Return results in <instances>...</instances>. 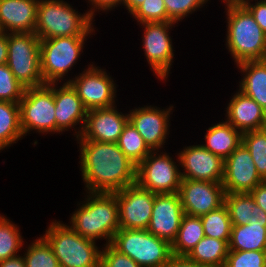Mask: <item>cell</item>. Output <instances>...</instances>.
<instances>
[{
	"instance_id": "1",
	"label": "cell",
	"mask_w": 266,
	"mask_h": 267,
	"mask_svg": "<svg viewBox=\"0 0 266 267\" xmlns=\"http://www.w3.org/2000/svg\"><path fill=\"white\" fill-rule=\"evenodd\" d=\"M76 139L86 192L114 193L136 183L137 166L117 143Z\"/></svg>"
},
{
	"instance_id": "2",
	"label": "cell",
	"mask_w": 266,
	"mask_h": 267,
	"mask_svg": "<svg viewBox=\"0 0 266 267\" xmlns=\"http://www.w3.org/2000/svg\"><path fill=\"white\" fill-rule=\"evenodd\" d=\"M87 198L70 216V227L79 235L91 239H106L111 244L120 229L116 192H87Z\"/></svg>"
},
{
	"instance_id": "3",
	"label": "cell",
	"mask_w": 266,
	"mask_h": 267,
	"mask_svg": "<svg viewBox=\"0 0 266 267\" xmlns=\"http://www.w3.org/2000/svg\"><path fill=\"white\" fill-rule=\"evenodd\" d=\"M226 46L237 64L266 59V34L242 3H225Z\"/></svg>"
},
{
	"instance_id": "4",
	"label": "cell",
	"mask_w": 266,
	"mask_h": 267,
	"mask_svg": "<svg viewBox=\"0 0 266 267\" xmlns=\"http://www.w3.org/2000/svg\"><path fill=\"white\" fill-rule=\"evenodd\" d=\"M88 12L78 13L64 0H39L35 34L40 40L63 36H88L93 31Z\"/></svg>"
},
{
	"instance_id": "5",
	"label": "cell",
	"mask_w": 266,
	"mask_h": 267,
	"mask_svg": "<svg viewBox=\"0 0 266 267\" xmlns=\"http://www.w3.org/2000/svg\"><path fill=\"white\" fill-rule=\"evenodd\" d=\"M45 232L42 237L51 246L60 267H100L101 250L94 240L56 220Z\"/></svg>"
},
{
	"instance_id": "6",
	"label": "cell",
	"mask_w": 266,
	"mask_h": 267,
	"mask_svg": "<svg viewBox=\"0 0 266 267\" xmlns=\"http://www.w3.org/2000/svg\"><path fill=\"white\" fill-rule=\"evenodd\" d=\"M111 245L141 267H163L172 256L171 244L147 229H119Z\"/></svg>"
},
{
	"instance_id": "7",
	"label": "cell",
	"mask_w": 266,
	"mask_h": 267,
	"mask_svg": "<svg viewBox=\"0 0 266 267\" xmlns=\"http://www.w3.org/2000/svg\"><path fill=\"white\" fill-rule=\"evenodd\" d=\"M6 64L25 87L45 85L41 74L40 39L35 33H7Z\"/></svg>"
},
{
	"instance_id": "8",
	"label": "cell",
	"mask_w": 266,
	"mask_h": 267,
	"mask_svg": "<svg viewBox=\"0 0 266 267\" xmlns=\"http://www.w3.org/2000/svg\"><path fill=\"white\" fill-rule=\"evenodd\" d=\"M86 37L63 36L40 40L41 74L45 84L62 83L61 80L83 53Z\"/></svg>"
},
{
	"instance_id": "9",
	"label": "cell",
	"mask_w": 266,
	"mask_h": 267,
	"mask_svg": "<svg viewBox=\"0 0 266 267\" xmlns=\"http://www.w3.org/2000/svg\"><path fill=\"white\" fill-rule=\"evenodd\" d=\"M19 105L24 136L33 130L41 134L56 133L53 83L25 88Z\"/></svg>"
},
{
	"instance_id": "10",
	"label": "cell",
	"mask_w": 266,
	"mask_h": 267,
	"mask_svg": "<svg viewBox=\"0 0 266 267\" xmlns=\"http://www.w3.org/2000/svg\"><path fill=\"white\" fill-rule=\"evenodd\" d=\"M158 152L151 151L137 166L136 183L155 194L179 192L182 176L177 166L180 164L176 165L166 151Z\"/></svg>"
},
{
	"instance_id": "11",
	"label": "cell",
	"mask_w": 266,
	"mask_h": 267,
	"mask_svg": "<svg viewBox=\"0 0 266 267\" xmlns=\"http://www.w3.org/2000/svg\"><path fill=\"white\" fill-rule=\"evenodd\" d=\"M88 68L75 78L68 79L77 91L87 110L107 108L116 105V83L105 69L89 64ZM100 68V69H99Z\"/></svg>"
},
{
	"instance_id": "12",
	"label": "cell",
	"mask_w": 266,
	"mask_h": 267,
	"mask_svg": "<svg viewBox=\"0 0 266 267\" xmlns=\"http://www.w3.org/2000/svg\"><path fill=\"white\" fill-rule=\"evenodd\" d=\"M144 28L143 50L150 68L160 80H167L173 65L174 50L169 30L174 22L139 23ZM169 32V33H168Z\"/></svg>"
},
{
	"instance_id": "13",
	"label": "cell",
	"mask_w": 266,
	"mask_h": 267,
	"mask_svg": "<svg viewBox=\"0 0 266 267\" xmlns=\"http://www.w3.org/2000/svg\"><path fill=\"white\" fill-rule=\"evenodd\" d=\"M121 229H147L151 220L155 193L137 183L116 192Z\"/></svg>"
},
{
	"instance_id": "14",
	"label": "cell",
	"mask_w": 266,
	"mask_h": 267,
	"mask_svg": "<svg viewBox=\"0 0 266 267\" xmlns=\"http://www.w3.org/2000/svg\"><path fill=\"white\" fill-rule=\"evenodd\" d=\"M179 196L184 214L200 217L224 204V187L219 182L182 179Z\"/></svg>"
},
{
	"instance_id": "15",
	"label": "cell",
	"mask_w": 266,
	"mask_h": 267,
	"mask_svg": "<svg viewBox=\"0 0 266 267\" xmlns=\"http://www.w3.org/2000/svg\"><path fill=\"white\" fill-rule=\"evenodd\" d=\"M263 181L250 152L242 143L224 160L222 185L225 193H250Z\"/></svg>"
},
{
	"instance_id": "16",
	"label": "cell",
	"mask_w": 266,
	"mask_h": 267,
	"mask_svg": "<svg viewBox=\"0 0 266 267\" xmlns=\"http://www.w3.org/2000/svg\"><path fill=\"white\" fill-rule=\"evenodd\" d=\"M174 106L160 109L156 106H144L130 110L129 121L134 125L144 142L152 151H159L169 135L170 114Z\"/></svg>"
},
{
	"instance_id": "17",
	"label": "cell",
	"mask_w": 266,
	"mask_h": 267,
	"mask_svg": "<svg viewBox=\"0 0 266 267\" xmlns=\"http://www.w3.org/2000/svg\"><path fill=\"white\" fill-rule=\"evenodd\" d=\"M177 155V161L184 168L182 179L222 183L224 160L202 145L187 146Z\"/></svg>"
},
{
	"instance_id": "18",
	"label": "cell",
	"mask_w": 266,
	"mask_h": 267,
	"mask_svg": "<svg viewBox=\"0 0 266 267\" xmlns=\"http://www.w3.org/2000/svg\"><path fill=\"white\" fill-rule=\"evenodd\" d=\"M183 215L184 211L178 192L155 194L147 230L172 244L178 234Z\"/></svg>"
},
{
	"instance_id": "19",
	"label": "cell",
	"mask_w": 266,
	"mask_h": 267,
	"mask_svg": "<svg viewBox=\"0 0 266 267\" xmlns=\"http://www.w3.org/2000/svg\"><path fill=\"white\" fill-rule=\"evenodd\" d=\"M117 107L88 110L81 137L88 141L117 143L129 121V115L117 111Z\"/></svg>"
},
{
	"instance_id": "20",
	"label": "cell",
	"mask_w": 266,
	"mask_h": 267,
	"mask_svg": "<svg viewBox=\"0 0 266 267\" xmlns=\"http://www.w3.org/2000/svg\"><path fill=\"white\" fill-rule=\"evenodd\" d=\"M57 85L58 83H53L56 133H62L65 130L69 131L68 129L74 128L81 123L77 127L79 128L78 131L75 130L74 134L78 138L82 134L88 110L70 83L64 81L60 88Z\"/></svg>"
},
{
	"instance_id": "21",
	"label": "cell",
	"mask_w": 266,
	"mask_h": 267,
	"mask_svg": "<svg viewBox=\"0 0 266 267\" xmlns=\"http://www.w3.org/2000/svg\"><path fill=\"white\" fill-rule=\"evenodd\" d=\"M39 0H0V31L34 33Z\"/></svg>"
},
{
	"instance_id": "22",
	"label": "cell",
	"mask_w": 266,
	"mask_h": 267,
	"mask_svg": "<svg viewBox=\"0 0 266 267\" xmlns=\"http://www.w3.org/2000/svg\"><path fill=\"white\" fill-rule=\"evenodd\" d=\"M226 106V121L241 133L266 128V111L240 90Z\"/></svg>"
},
{
	"instance_id": "23",
	"label": "cell",
	"mask_w": 266,
	"mask_h": 267,
	"mask_svg": "<svg viewBox=\"0 0 266 267\" xmlns=\"http://www.w3.org/2000/svg\"><path fill=\"white\" fill-rule=\"evenodd\" d=\"M244 77L239 90L256 101L266 111V59L237 64Z\"/></svg>"
},
{
	"instance_id": "24",
	"label": "cell",
	"mask_w": 266,
	"mask_h": 267,
	"mask_svg": "<svg viewBox=\"0 0 266 267\" xmlns=\"http://www.w3.org/2000/svg\"><path fill=\"white\" fill-rule=\"evenodd\" d=\"M204 138L206 142L201 145L223 160L242 143V133L226 120L209 127Z\"/></svg>"
},
{
	"instance_id": "25",
	"label": "cell",
	"mask_w": 266,
	"mask_h": 267,
	"mask_svg": "<svg viewBox=\"0 0 266 267\" xmlns=\"http://www.w3.org/2000/svg\"><path fill=\"white\" fill-rule=\"evenodd\" d=\"M229 250L266 251V225H232Z\"/></svg>"
},
{
	"instance_id": "26",
	"label": "cell",
	"mask_w": 266,
	"mask_h": 267,
	"mask_svg": "<svg viewBox=\"0 0 266 267\" xmlns=\"http://www.w3.org/2000/svg\"><path fill=\"white\" fill-rule=\"evenodd\" d=\"M228 252L229 244L226 241L205 236L187 256L205 267H224Z\"/></svg>"
},
{
	"instance_id": "27",
	"label": "cell",
	"mask_w": 266,
	"mask_h": 267,
	"mask_svg": "<svg viewBox=\"0 0 266 267\" xmlns=\"http://www.w3.org/2000/svg\"><path fill=\"white\" fill-rule=\"evenodd\" d=\"M19 103L0 101V150L23 139Z\"/></svg>"
},
{
	"instance_id": "28",
	"label": "cell",
	"mask_w": 266,
	"mask_h": 267,
	"mask_svg": "<svg viewBox=\"0 0 266 267\" xmlns=\"http://www.w3.org/2000/svg\"><path fill=\"white\" fill-rule=\"evenodd\" d=\"M200 217L184 214L175 240L171 244L174 255H188L195 245L204 238Z\"/></svg>"
},
{
	"instance_id": "29",
	"label": "cell",
	"mask_w": 266,
	"mask_h": 267,
	"mask_svg": "<svg viewBox=\"0 0 266 267\" xmlns=\"http://www.w3.org/2000/svg\"><path fill=\"white\" fill-rule=\"evenodd\" d=\"M117 145L136 166L152 151L130 121L119 136Z\"/></svg>"
},
{
	"instance_id": "30",
	"label": "cell",
	"mask_w": 266,
	"mask_h": 267,
	"mask_svg": "<svg viewBox=\"0 0 266 267\" xmlns=\"http://www.w3.org/2000/svg\"><path fill=\"white\" fill-rule=\"evenodd\" d=\"M204 235L219 240H224L229 244L232 223L227 210L223 204L218 209L200 216Z\"/></svg>"
},
{
	"instance_id": "31",
	"label": "cell",
	"mask_w": 266,
	"mask_h": 267,
	"mask_svg": "<svg viewBox=\"0 0 266 267\" xmlns=\"http://www.w3.org/2000/svg\"><path fill=\"white\" fill-rule=\"evenodd\" d=\"M255 204L250 193H225L224 195V205L227 207L232 225L248 224Z\"/></svg>"
},
{
	"instance_id": "32",
	"label": "cell",
	"mask_w": 266,
	"mask_h": 267,
	"mask_svg": "<svg viewBox=\"0 0 266 267\" xmlns=\"http://www.w3.org/2000/svg\"><path fill=\"white\" fill-rule=\"evenodd\" d=\"M23 242L18 226L0 215V261L18 256Z\"/></svg>"
},
{
	"instance_id": "33",
	"label": "cell",
	"mask_w": 266,
	"mask_h": 267,
	"mask_svg": "<svg viewBox=\"0 0 266 267\" xmlns=\"http://www.w3.org/2000/svg\"><path fill=\"white\" fill-rule=\"evenodd\" d=\"M242 144L250 152L258 174L266 181V128L242 133Z\"/></svg>"
},
{
	"instance_id": "34",
	"label": "cell",
	"mask_w": 266,
	"mask_h": 267,
	"mask_svg": "<svg viewBox=\"0 0 266 267\" xmlns=\"http://www.w3.org/2000/svg\"><path fill=\"white\" fill-rule=\"evenodd\" d=\"M34 240L25 249L23 255L26 267H60L58 259L54 255L51 246L41 236Z\"/></svg>"
},
{
	"instance_id": "35",
	"label": "cell",
	"mask_w": 266,
	"mask_h": 267,
	"mask_svg": "<svg viewBox=\"0 0 266 267\" xmlns=\"http://www.w3.org/2000/svg\"><path fill=\"white\" fill-rule=\"evenodd\" d=\"M25 87L15 78L8 65H0V101L19 103Z\"/></svg>"
},
{
	"instance_id": "36",
	"label": "cell",
	"mask_w": 266,
	"mask_h": 267,
	"mask_svg": "<svg viewBox=\"0 0 266 267\" xmlns=\"http://www.w3.org/2000/svg\"><path fill=\"white\" fill-rule=\"evenodd\" d=\"M131 14L138 23L172 22L167 15L163 0H144Z\"/></svg>"
},
{
	"instance_id": "37",
	"label": "cell",
	"mask_w": 266,
	"mask_h": 267,
	"mask_svg": "<svg viewBox=\"0 0 266 267\" xmlns=\"http://www.w3.org/2000/svg\"><path fill=\"white\" fill-rule=\"evenodd\" d=\"M224 267H266V251L229 250Z\"/></svg>"
},
{
	"instance_id": "38",
	"label": "cell",
	"mask_w": 266,
	"mask_h": 267,
	"mask_svg": "<svg viewBox=\"0 0 266 267\" xmlns=\"http://www.w3.org/2000/svg\"><path fill=\"white\" fill-rule=\"evenodd\" d=\"M169 19L178 23L189 14L203 7L208 0H163Z\"/></svg>"
},
{
	"instance_id": "39",
	"label": "cell",
	"mask_w": 266,
	"mask_h": 267,
	"mask_svg": "<svg viewBox=\"0 0 266 267\" xmlns=\"http://www.w3.org/2000/svg\"><path fill=\"white\" fill-rule=\"evenodd\" d=\"M100 267H141L129 256L116 250L111 244H104ZM104 248V249H103Z\"/></svg>"
},
{
	"instance_id": "40",
	"label": "cell",
	"mask_w": 266,
	"mask_h": 267,
	"mask_svg": "<svg viewBox=\"0 0 266 267\" xmlns=\"http://www.w3.org/2000/svg\"><path fill=\"white\" fill-rule=\"evenodd\" d=\"M253 0H243L241 3L250 11L254 20L266 34V0H260L254 4L250 3Z\"/></svg>"
},
{
	"instance_id": "41",
	"label": "cell",
	"mask_w": 266,
	"mask_h": 267,
	"mask_svg": "<svg viewBox=\"0 0 266 267\" xmlns=\"http://www.w3.org/2000/svg\"><path fill=\"white\" fill-rule=\"evenodd\" d=\"M88 3L92 4V8L89 9L88 13L93 19L97 11L99 13V10L109 11L113 8L115 9V7H118L119 4L121 5L123 3V0H88Z\"/></svg>"
},
{
	"instance_id": "42",
	"label": "cell",
	"mask_w": 266,
	"mask_h": 267,
	"mask_svg": "<svg viewBox=\"0 0 266 267\" xmlns=\"http://www.w3.org/2000/svg\"><path fill=\"white\" fill-rule=\"evenodd\" d=\"M163 267H205L192 261L186 255H174L170 257L169 261Z\"/></svg>"
},
{
	"instance_id": "43",
	"label": "cell",
	"mask_w": 266,
	"mask_h": 267,
	"mask_svg": "<svg viewBox=\"0 0 266 267\" xmlns=\"http://www.w3.org/2000/svg\"><path fill=\"white\" fill-rule=\"evenodd\" d=\"M256 204L266 212V181L259 183L250 192Z\"/></svg>"
},
{
	"instance_id": "44",
	"label": "cell",
	"mask_w": 266,
	"mask_h": 267,
	"mask_svg": "<svg viewBox=\"0 0 266 267\" xmlns=\"http://www.w3.org/2000/svg\"><path fill=\"white\" fill-rule=\"evenodd\" d=\"M249 224L266 225V212L257 204L252 208L251 220Z\"/></svg>"
},
{
	"instance_id": "45",
	"label": "cell",
	"mask_w": 266,
	"mask_h": 267,
	"mask_svg": "<svg viewBox=\"0 0 266 267\" xmlns=\"http://www.w3.org/2000/svg\"><path fill=\"white\" fill-rule=\"evenodd\" d=\"M8 48H7V33L0 32V65L7 62Z\"/></svg>"
},
{
	"instance_id": "46",
	"label": "cell",
	"mask_w": 266,
	"mask_h": 267,
	"mask_svg": "<svg viewBox=\"0 0 266 267\" xmlns=\"http://www.w3.org/2000/svg\"><path fill=\"white\" fill-rule=\"evenodd\" d=\"M0 267H26V266L23 256H20L19 254L16 257L0 261Z\"/></svg>"
},
{
	"instance_id": "47",
	"label": "cell",
	"mask_w": 266,
	"mask_h": 267,
	"mask_svg": "<svg viewBox=\"0 0 266 267\" xmlns=\"http://www.w3.org/2000/svg\"><path fill=\"white\" fill-rule=\"evenodd\" d=\"M144 0H123L122 5L126 6L125 8L131 14Z\"/></svg>"
},
{
	"instance_id": "48",
	"label": "cell",
	"mask_w": 266,
	"mask_h": 267,
	"mask_svg": "<svg viewBox=\"0 0 266 267\" xmlns=\"http://www.w3.org/2000/svg\"><path fill=\"white\" fill-rule=\"evenodd\" d=\"M243 0H223L224 3H241Z\"/></svg>"
}]
</instances>
